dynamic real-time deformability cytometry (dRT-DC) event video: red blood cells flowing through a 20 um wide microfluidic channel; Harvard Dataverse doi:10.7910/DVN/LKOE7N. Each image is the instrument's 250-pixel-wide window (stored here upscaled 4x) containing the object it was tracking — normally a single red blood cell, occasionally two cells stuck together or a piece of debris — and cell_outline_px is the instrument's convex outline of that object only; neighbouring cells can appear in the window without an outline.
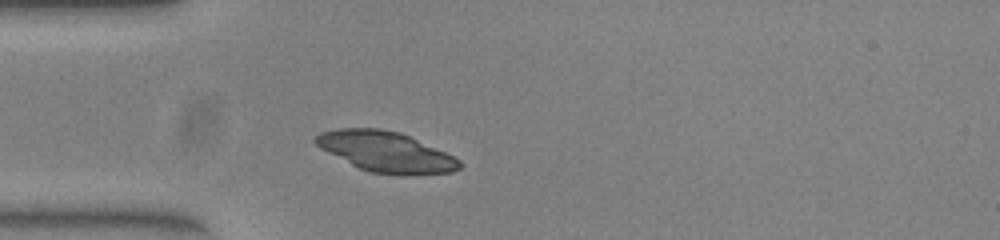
{"species": "common noctule bat (a hibernating species)", "species_latin": "Nyctalus noctula", "temperature_condition": "warm", "stored_images_in_passage": 5, "segment_of_instrument_passage": [4, 4], "camera_frame_rate_fps": 3000, "um_per_image_px": 0.085, "animal": {"sex": "female", "body_mass_g": 23.0, "forearm_length_mm": 53.4}, "frame": {"image": 1, "passage_image": 4, "time_ms": 1.0, "image_size_px": [1000, 240], "cell_outline_px": [[460, 164], [456, 168], [440, 172], [380, 172], [364, 168], [356, 164], [420, 148], [424, 148], [440, 152], [456, 160]], "centroid_in_image_um": [35.08, 13.79], "position_along_channel_um": 49.9, "area_um2": 11.79}}